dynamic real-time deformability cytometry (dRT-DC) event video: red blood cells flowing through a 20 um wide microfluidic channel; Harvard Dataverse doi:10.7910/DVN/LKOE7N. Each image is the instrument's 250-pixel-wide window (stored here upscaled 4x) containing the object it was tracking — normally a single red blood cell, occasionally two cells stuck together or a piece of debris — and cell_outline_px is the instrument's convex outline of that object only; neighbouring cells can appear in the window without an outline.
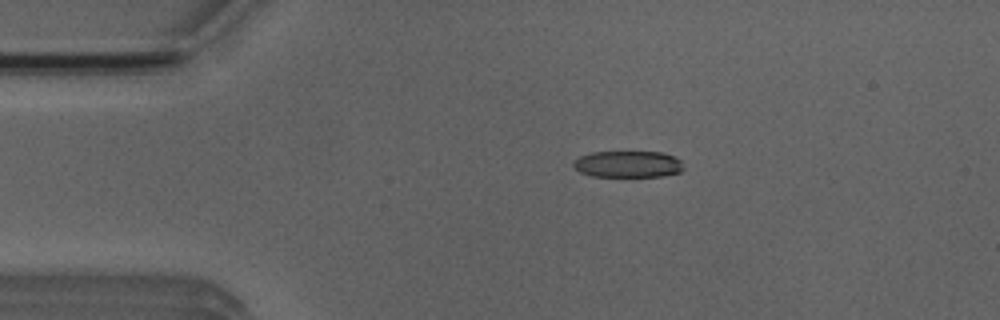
{"species": "Egyptian fruit bat (a non-hibernating species)", "species_latin": "Rousettus aegyptiacus", "temperature_condition": "room temperature", "stored_images_in_passage": 3, "camera_frame_rate_fps": 3000, "um_per_image_px": 0.085, "animal": {"sex": "male"}, "frame": {"image": 1, "passage_image": 2, "time_ms": 1.0, "image_size_px": [1000, 320], "cell_outline_px": [[684, 168], [680, 172], [664, 176], [592, 176], [580, 172], [572, 164], [572, 160], [580, 156], [592, 152], [664, 152], [680, 160]], "centroid_in_image_um": [53.37, 13.95], "position_along_channel_um": 31.6, "area_um2": 17.05}}